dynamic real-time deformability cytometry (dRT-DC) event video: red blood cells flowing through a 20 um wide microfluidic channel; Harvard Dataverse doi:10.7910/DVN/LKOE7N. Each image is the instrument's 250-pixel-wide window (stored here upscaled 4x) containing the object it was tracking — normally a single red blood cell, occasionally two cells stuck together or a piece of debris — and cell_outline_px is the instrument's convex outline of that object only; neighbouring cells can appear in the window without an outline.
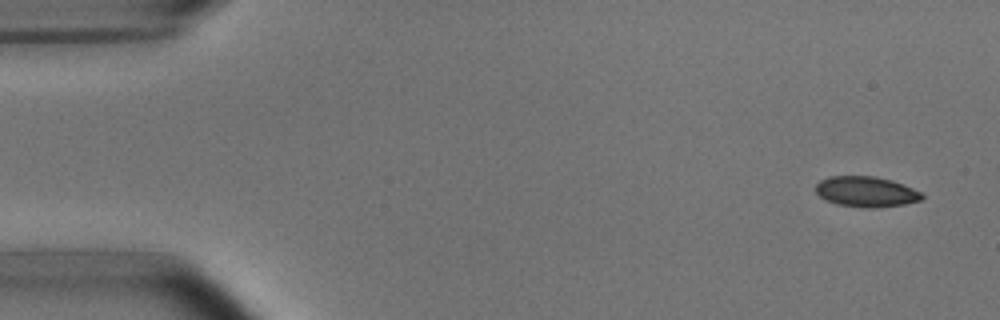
{"species": "common noctule bat (a hibernating species)", "species_latin": "Nyctalus noctula", "temperature_condition": "room temperature", "stored_images_in_passage": 6, "camera_frame_rate_fps": 3000, "um_per_image_px": 0.085, "animal": {"sex": "male", "body_mass_g": 15.6}, "frame": {"image": 1, "passage_image": 1, "time_ms": 0.0, "image_size_px": [1000, 320], "cell_outline_px": [[924, 196], [920, 200], [904, 204], [876, 208], [864, 208], [836, 204], [820, 196], [816, 192], [816, 184], [820, 180], [828, 176], [876, 176], [892, 180], [904, 184], [920, 192]], "centroid_in_image_um": [73.62, 16.29], "position_along_channel_um": 11.4, "area_um2": 18.9}}
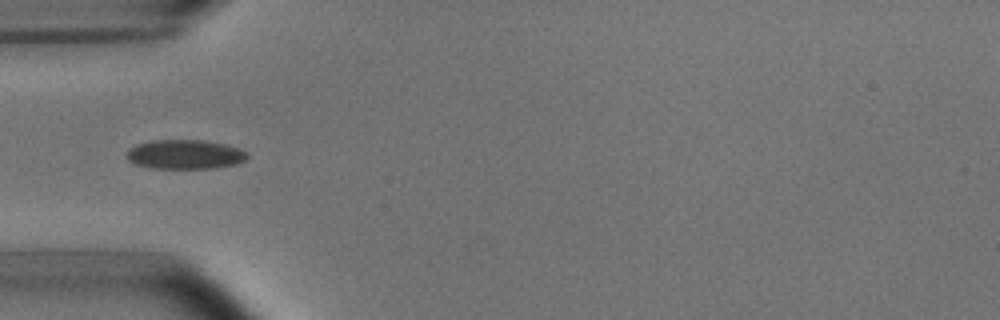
{"frame": {"image": 2, "passage_image": 5, "time_ms": 4.667, "image_size_px": [1000, 320], "cell_outline_px": [[248, 156], [244, 160], [236, 164], [216, 168], [152, 168], [132, 164], [128, 160], [128, 152], [136, 144], [152, 140], [200, 140], [224, 144], [240, 148], [248, 152]], "centroid_in_image_um": [15.74, 13.13], "position_along_channel_um": 69.3, "area_um2": 20.58}}